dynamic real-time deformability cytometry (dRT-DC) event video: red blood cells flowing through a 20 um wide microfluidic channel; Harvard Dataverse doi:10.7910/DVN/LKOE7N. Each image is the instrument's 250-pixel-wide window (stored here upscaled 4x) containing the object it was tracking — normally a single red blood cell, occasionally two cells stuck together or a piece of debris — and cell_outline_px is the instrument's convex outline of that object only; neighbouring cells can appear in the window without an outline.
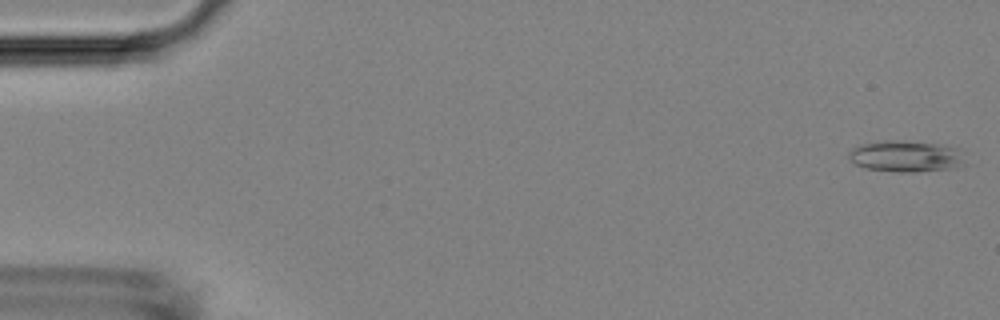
{"species": "Egyptian fruit bat (a non-hibernating species)", "species_latin": "Rousettus aegyptiacus", "temperature_condition": "room temperature", "stored_images_in_passage": 44, "camera_frame_rate_fps": 3000, "um_per_image_px": 0.085, "animal": {"sex": "female"}, "frame": {"image": 1, "passage_image": 1, "time_ms": 0.0, "image_size_px": [1000, 320], "cell_outline_px": [[972, 164], [956, 168], [916, 172], [896, 172], [868, 168], [852, 164], [848, 156], [848, 152], [852, 148], [864, 144], [884, 140], [896, 140], [940, 144], [960, 148]], "centroid_in_image_um": [77.13, 13.3], "position_along_channel_um": 7.9, "area_um2": 21.96}}
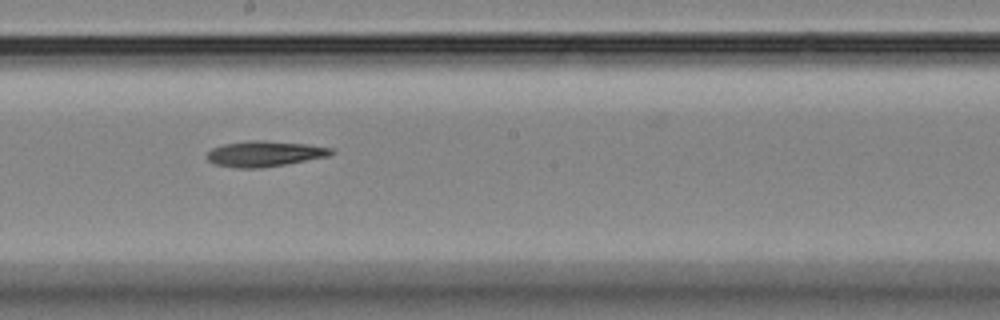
{"frame": {"image": 2, "passage_image": 29, "time_ms": 9.333, "image_size_px": [1000, 320], "cell_outline_px": [[336, 152], [328, 156], [284, 164], [260, 168], [236, 168], [216, 164], [208, 160], [208, 152], [212, 148], [224, 144], [248, 140], [264, 140], [308, 144], [332, 148]], "centroid_in_image_um": [22.51, 13.06], "position_along_channel_um": 225.7, "area_um2": 18.44}}
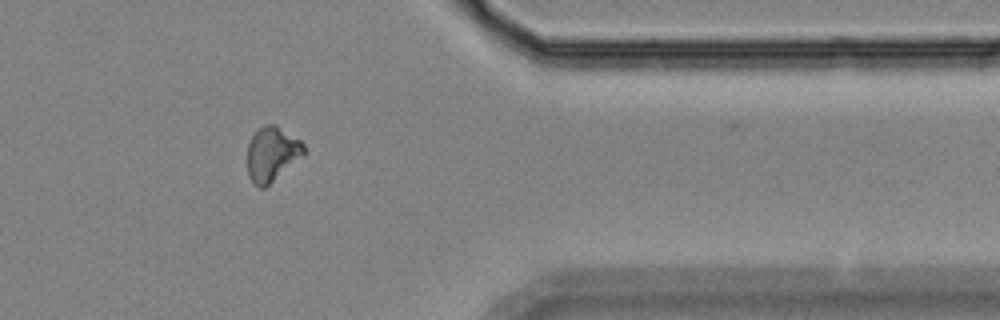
{"frame": {"image": 3, "passage_image": 43, "time_ms": 14.0, "image_size_px": [1000, 320], "cell_outline_px": [[304, 156], [264, 188], [260, 188], [248, 176], [248, 144], [252, 136], [264, 124], [276, 124], [300, 140], [304, 144]], "centroid_in_image_um": [23.13, 13.08], "position_along_channel_um": 388.3, "area_um2": 17.86}}